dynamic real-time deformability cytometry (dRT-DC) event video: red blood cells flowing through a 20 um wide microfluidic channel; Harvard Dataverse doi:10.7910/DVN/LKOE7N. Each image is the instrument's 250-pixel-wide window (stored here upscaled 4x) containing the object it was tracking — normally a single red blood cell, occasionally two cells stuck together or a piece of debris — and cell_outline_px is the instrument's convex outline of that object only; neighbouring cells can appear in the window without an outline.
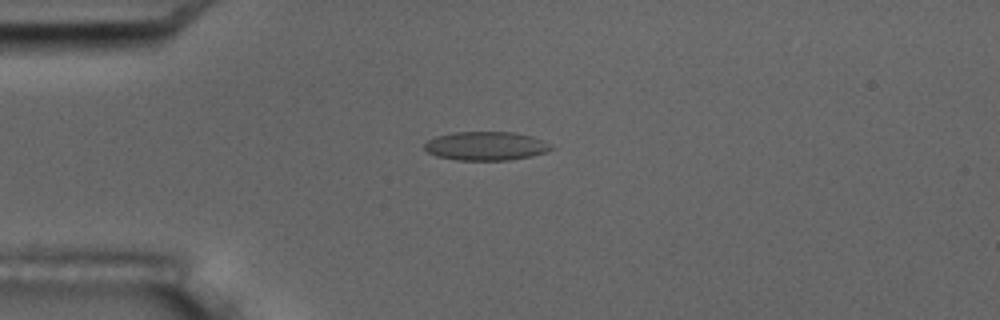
{"species": "common noctule bat (a hibernating species)", "species_latin": "Nyctalus noctula", "temperature_condition": "room temperature", "stored_images_in_passage": 9, "camera_frame_rate_fps": 3000, "um_per_image_px": 0.085, "animal": {"sex": "male", "body_mass_g": 17.5, "forearm_length_mm": 52.3}, "frame": {"image": 1, "passage_image": 2, "time_ms": 1.333, "image_size_px": [1000, 320], "cell_outline_px": [[556, 148], [532, 156], [508, 160], [456, 160], [436, 156], [428, 152], [424, 148], [424, 144], [428, 140], [436, 136], [452, 132], [512, 132], [532, 136], [544, 140], [552, 144]], "centroid_in_image_um": [41.32, 12.41], "position_along_channel_um": 43.7, "area_um2": 21.39}}
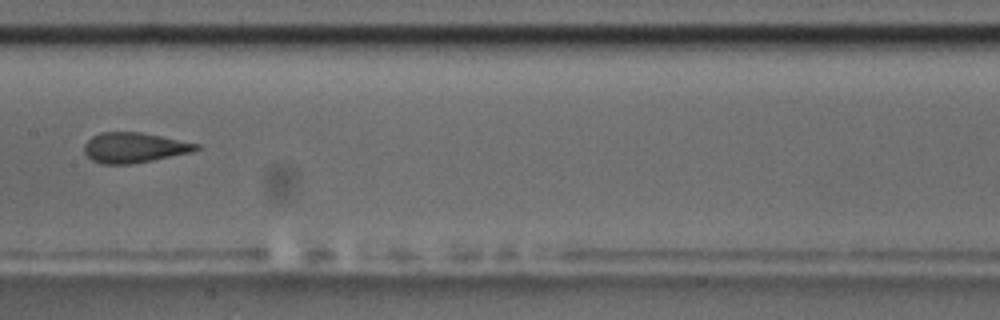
{"frame": {"image": 2, "passage_image": 6, "time_ms": 6.0, "image_size_px": [1000, 320], "cell_outline_px": [[200, 148], [192, 152], [132, 164], [100, 164], [92, 160], [84, 152], [84, 144], [92, 136], [100, 132], [140, 132], [200, 144]], "centroid_in_image_um": [11.38, 12.55], "position_along_channel_um": 196.0, "area_um2": 19.65}}